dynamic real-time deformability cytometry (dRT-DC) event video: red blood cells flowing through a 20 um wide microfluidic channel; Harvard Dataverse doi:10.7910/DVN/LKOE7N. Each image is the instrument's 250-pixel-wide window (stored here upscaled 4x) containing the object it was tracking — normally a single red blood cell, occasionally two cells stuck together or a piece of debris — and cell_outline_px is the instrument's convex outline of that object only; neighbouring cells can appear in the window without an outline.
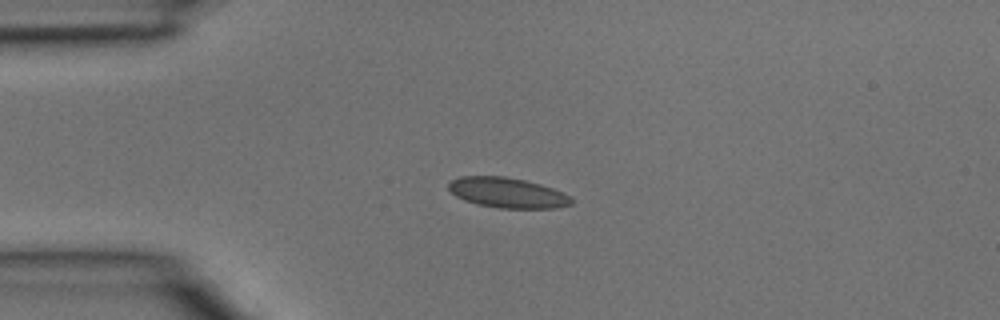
{"species": "common noctule bat (a hibernating species)", "species_latin": "Nyctalus noctula", "temperature_condition": "room temperature", "stored_images_in_passage": 2, "camera_frame_rate_fps": 3000, "um_per_image_px": 0.085, "animal": {"sex": "male", "body_mass_g": 15.6}, "frame": {"image": 1, "passage_image": 1, "time_ms": 0.0, "image_size_px": [1000, 320], "cell_outline_px": [[572, 204], [556, 208], [500, 208], [476, 204], [464, 200], [456, 196], [448, 188], [448, 184], [452, 180], [460, 176], [504, 176], [524, 180], [540, 184], [552, 188], [568, 196], [572, 200]], "centroid_in_image_um": [43.09, 16.38], "position_along_channel_um": 41.9, "area_um2": 21.44}}